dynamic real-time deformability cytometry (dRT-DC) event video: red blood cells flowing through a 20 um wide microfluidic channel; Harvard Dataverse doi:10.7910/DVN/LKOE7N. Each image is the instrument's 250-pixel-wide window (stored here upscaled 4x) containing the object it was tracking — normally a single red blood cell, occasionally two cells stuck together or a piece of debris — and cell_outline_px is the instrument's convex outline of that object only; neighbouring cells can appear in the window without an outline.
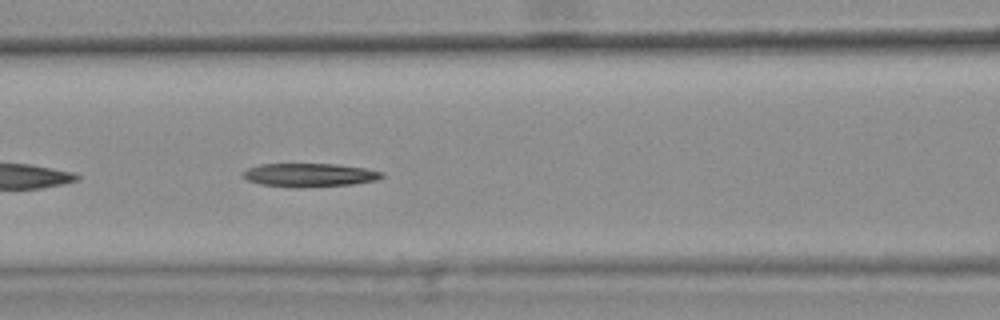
{"species": "common noctule bat (a hibernating species)", "species_latin": "Nyctalus noctula", "temperature_condition": "warm", "stored_images_in_passage": 29, "camera_frame_rate_fps": 3000, "um_per_image_px": 0.085, "animal": {"sex": "female", "body_mass_g": 25.1}, "frame": {"image": 1, "passage_image": 9, "time_ms": 2.667, "image_size_px": [1000, 320], "cell_outline_px": [[384, 176], [380, 180], [352, 184], [300, 188], [296, 188], [260, 184], [248, 180], [244, 176], [244, 172], [248, 168], [260, 164], [336, 164], [364, 168], [384, 172]], "centroid_in_image_um": [26.36, 14.88], "position_along_channel_um": 140.2, "area_um2": 19.07}, "authors_computed_cell_mechanics": {"area_um2": 19.3052, "velocity_mm_per_s": 3.8068, "shape_relaxation_time_tau1_ms": 5.6747, "shape_relaxation_time_tau2_ms": null, "deformation_change_tau1": 0.1999, "deformation_change_tau2": null}}